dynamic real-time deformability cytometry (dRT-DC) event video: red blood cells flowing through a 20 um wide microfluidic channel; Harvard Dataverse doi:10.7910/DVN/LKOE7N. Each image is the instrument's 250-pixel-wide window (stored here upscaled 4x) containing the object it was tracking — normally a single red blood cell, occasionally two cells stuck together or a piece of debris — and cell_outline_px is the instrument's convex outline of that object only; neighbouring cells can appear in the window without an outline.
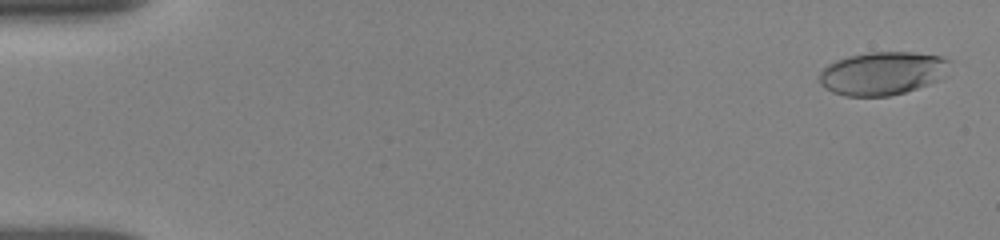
{"species": "human", "species_latin": "Homo sapiens", "temperature_condition": "room temperature", "stored_images_in_passage": 37, "camera_frame_rate_fps": 3000, "um_per_image_px": 0.085, "donor": {"sex": "female"}, "frame": {"image": 1, "passage_image": 1, "time_ms": 0.0, "image_size_px": [1000, 240], "cell_outline_px": [[952, 60], [948, 76], [928, 84], [904, 92], [888, 96], [844, 96], [832, 92], [824, 88], [820, 84], [820, 72], [828, 64], [836, 60], [848, 56], [868, 52], [912, 52], [940, 56]], "centroid_in_image_um": [75.05, 6.22], "position_along_channel_um": 10.0, "area_um2": 33.18}}
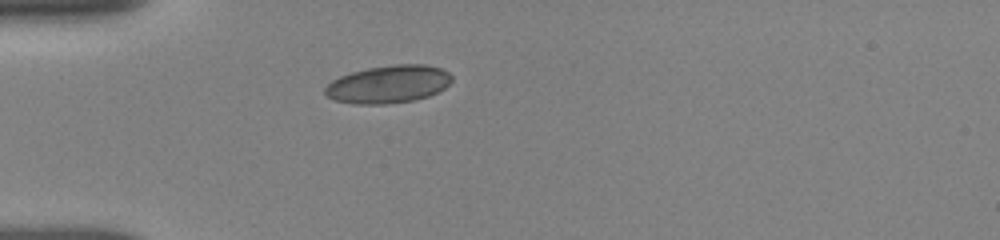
{"frame": {"image": 2, "passage_image": 27, "time_ms": 4.667, "image_size_px": [1000, 240], "cell_outline_px": [[452, 80], [444, 88], [428, 96], [412, 100], [388, 104], [356, 104], [336, 100], [328, 96], [324, 92], [324, 88], [332, 80], [340, 76], [352, 72], [368, 68], [396, 64], [424, 64], [440, 68], [448, 72], [452, 76]], "centroid_in_image_um": [33.01, 7.15], "position_along_channel_um": 52.0, "area_um2": 27.69}}
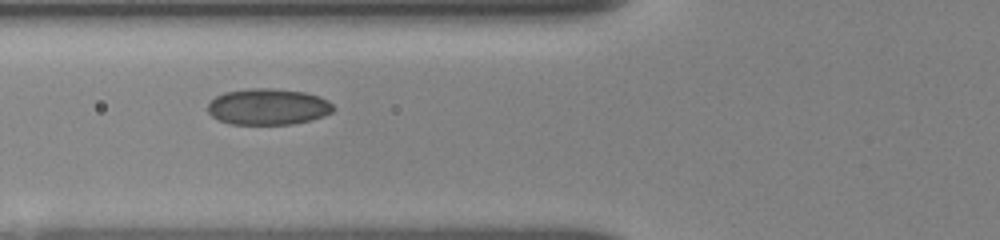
{"frame": {"image": 3, "passage_image": 36, "time_ms": 6.333, "image_size_px": [1000, 240], "cell_outline_px": [[336, 108], [332, 112], [324, 116], [312, 120], [292, 124], [228, 124], [212, 116], [208, 112], [208, 104], [216, 96], [224, 92], [248, 88], [272, 88], [304, 92], [320, 96], [328, 100]], "centroid_in_image_um": [22.81, 9.07], "position_along_channel_um": 103.0, "area_um2": 26.7}}